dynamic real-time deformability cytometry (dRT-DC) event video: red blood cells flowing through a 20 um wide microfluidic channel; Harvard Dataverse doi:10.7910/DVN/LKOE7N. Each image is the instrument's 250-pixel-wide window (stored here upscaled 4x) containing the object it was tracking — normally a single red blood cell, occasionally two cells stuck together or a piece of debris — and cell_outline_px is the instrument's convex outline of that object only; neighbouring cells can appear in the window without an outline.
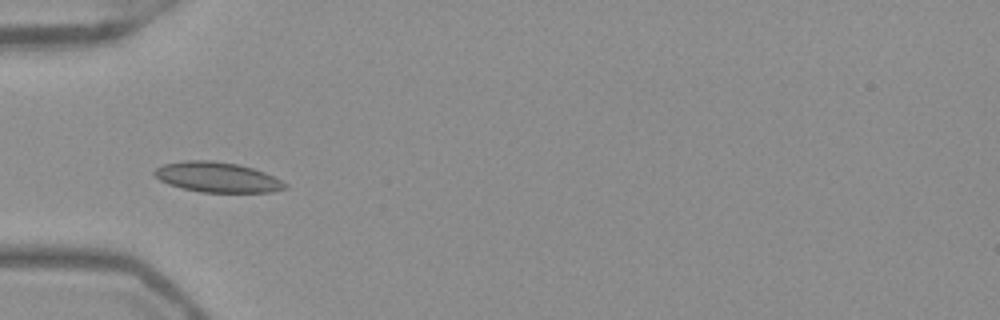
{"species": "Egyptian fruit bat (a non-hibernating species)", "species_latin": "Rousettus aegyptiacus", "temperature_condition": "warm", "stored_images_in_passage": 24, "camera_frame_rate_fps": 3000, "um_per_image_px": 0.085, "frame": {"image": 1, "passage_image": 3, "time_ms": 0.667, "image_size_px": [1000, 320], "cell_outline_px": [[288, 188], [272, 192], [200, 192], [168, 184], [160, 180], [152, 172], [156, 168], [164, 164], [184, 160], [212, 160], [236, 164], [252, 168], [264, 172], [288, 184]], "centroid_in_image_um": [18.47, 15.06], "position_along_channel_um": 66.5, "area_um2": 22.83}}
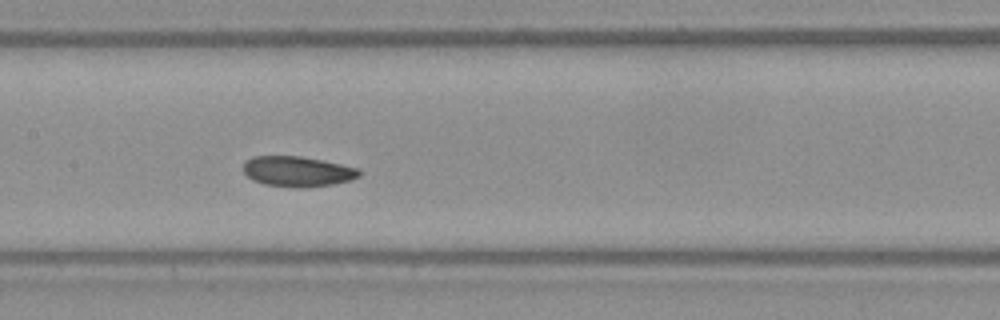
{"frame": {"image": 2, "passage_image": 12, "time_ms": 3.667, "image_size_px": [1000, 320], "cell_outline_px": [[360, 176], [348, 180], [332, 184], [304, 188], [292, 188], [264, 184], [252, 180], [244, 172], [244, 164], [252, 156], [300, 156], [360, 168]], "centroid_in_image_um": [25.28, 14.58], "position_along_channel_um": 182.1, "area_um2": 20.4}}
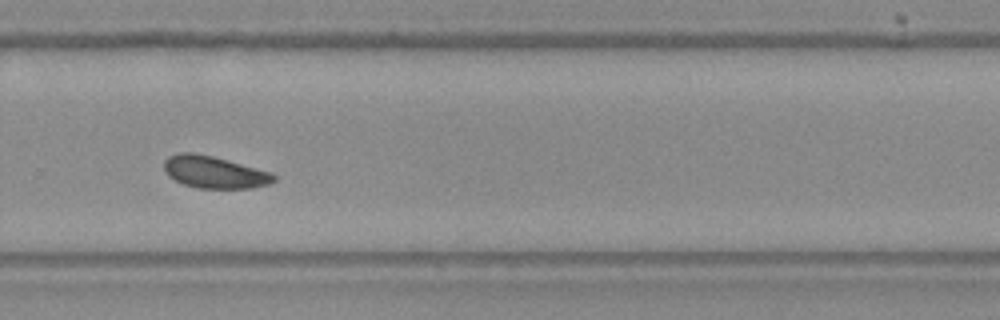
{"frame": {"image": 3, "passage_image": 22, "time_ms": 7.0, "image_size_px": [1000, 320], "cell_outline_px": [[276, 180], [272, 184], [252, 188], [196, 188], [184, 184], [168, 176], [164, 168], [164, 160], [168, 156], [176, 152], [192, 152], [212, 156], [272, 172], [276, 176]], "centroid_in_image_um": [18.23, 14.63], "position_along_channel_um": 311.6, "area_um2": 20.69}}